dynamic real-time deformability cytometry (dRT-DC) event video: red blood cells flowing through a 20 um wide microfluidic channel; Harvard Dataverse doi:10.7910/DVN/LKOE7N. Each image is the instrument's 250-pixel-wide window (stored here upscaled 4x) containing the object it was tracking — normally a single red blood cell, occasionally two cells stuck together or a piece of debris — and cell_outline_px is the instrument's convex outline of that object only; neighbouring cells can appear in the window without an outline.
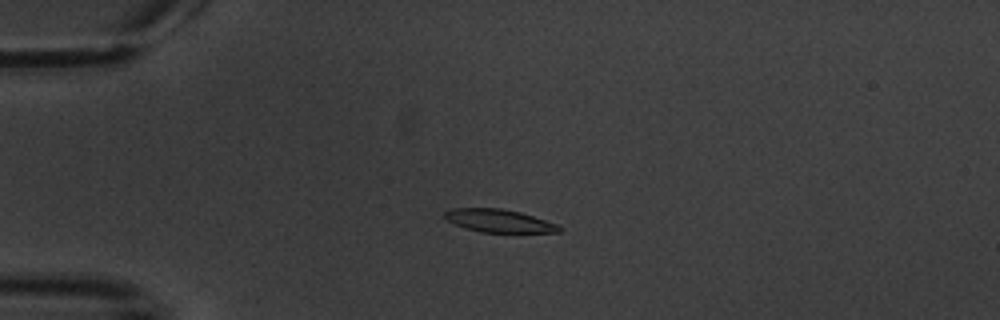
{"species": "common noctule bat (a hibernating species)", "species_latin": "Nyctalus noctula", "temperature_condition": "warm", "stored_images_in_passage": 6, "camera_frame_rate_fps": 3000, "um_per_image_px": 0.085, "animal": {"sex": "male", "body_mass_g": 20.1, "forearm_length_mm": 53.5}, "frame": {"image": 1, "passage_image": 4, "time_ms": 3.667, "image_size_px": [1000, 320], "cell_outline_px": [[560, 232], [480, 232], [464, 228], [448, 220], [444, 216], [444, 212], [452, 208], [500, 208], [520, 212], [556, 224], [560, 228]], "centroid_in_image_um": [42.36, 18.76], "position_along_channel_um": 42.6, "area_um2": 15.03}}
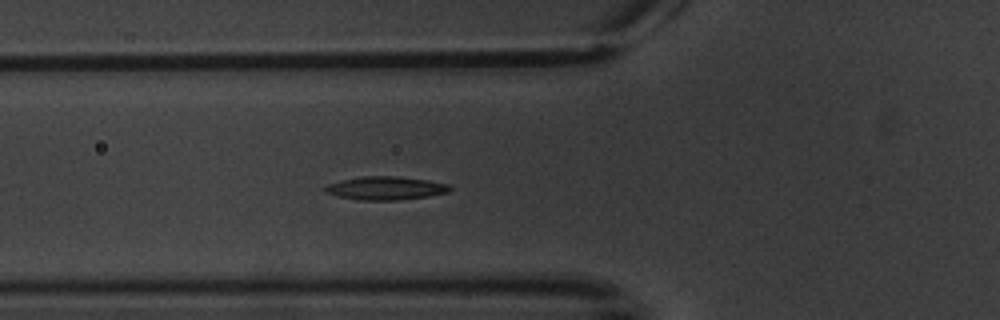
{"frame": {"image": 2, "passage_image": 6, "time_ms": 6.0, "image_size_px": [1000, 320], "cell_outline_px": [[452, 188], [448, 192], [428, 196], [396, 200], [356, 200], [340, 196], [328, 192], [324, 188], [328, 184], [360, 176], [396, 176], [428, 180], [448, 184]], "centroid_in_image_um": [32.82, 15.99], "position_along_channel_um": 93.0, "area_um2": 16.7}}